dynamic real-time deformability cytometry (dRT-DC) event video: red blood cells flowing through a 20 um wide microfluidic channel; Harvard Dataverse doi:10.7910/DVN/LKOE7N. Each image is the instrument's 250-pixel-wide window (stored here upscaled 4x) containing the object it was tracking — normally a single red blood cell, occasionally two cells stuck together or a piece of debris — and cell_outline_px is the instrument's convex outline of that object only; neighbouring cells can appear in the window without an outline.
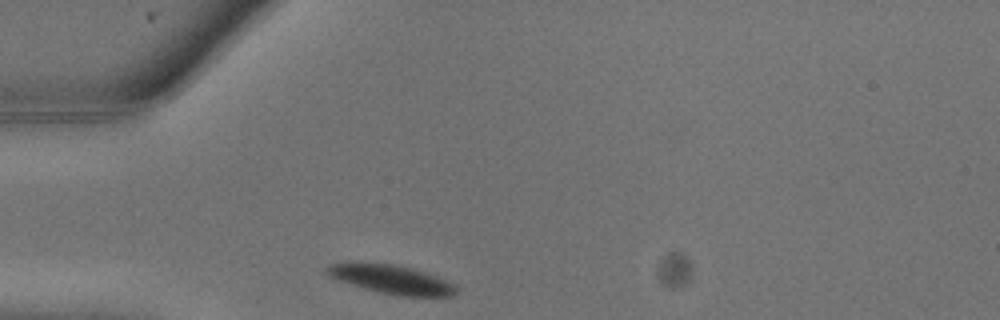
{"species": "common noctule bat (a hibernating species)", "species_latin": "Nyctalus noctula", "temperature_condition": "warm", "stored_images_in_passage": 3, "camera_frame_rate_fps": 3000, "um_per_image_px": 0.085, "animal": {"sex": "male", "body_mass_g": 13.3}, "frame": {"image": 1, "passage_image": 1, "time_ms": 0.0, "image_size_px": [1000, 320], "cell_outline_px": [[456, 292], [452, 296], [396, 296], [364, 288], [328, 276], [324, 272], [324, 268], [328, 264], [348, 260], [396, 264], [412, 268], [436, 276], [456, 284]], "centroid_in_image_um": [33.18, 23.7], "position_along_channel_um": 51.8, "area_um2": 22.25}}